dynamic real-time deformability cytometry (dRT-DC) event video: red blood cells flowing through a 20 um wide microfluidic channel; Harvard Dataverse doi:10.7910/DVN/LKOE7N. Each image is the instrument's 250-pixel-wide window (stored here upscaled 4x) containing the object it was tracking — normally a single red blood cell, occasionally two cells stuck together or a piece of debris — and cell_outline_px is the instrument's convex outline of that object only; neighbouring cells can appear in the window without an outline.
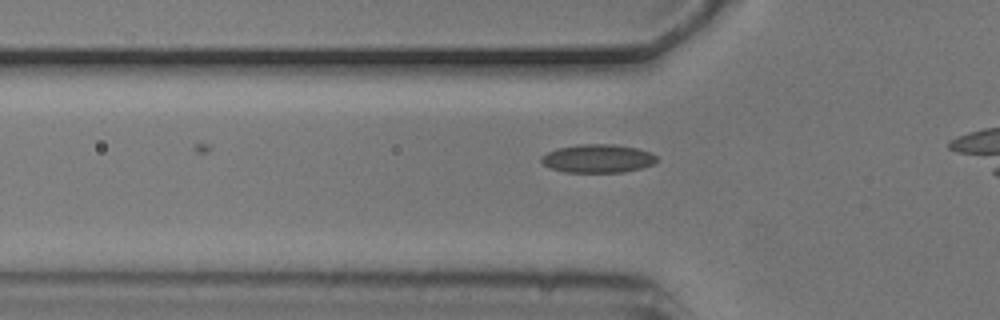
{"species": "common noctule bat (a hibernating species)", "species_latin": "Nyctalus noctula", "temperature_condition": "cold", "stored_images_in_passage": 3, "camera_frame_rate_fps": 3000, "um_per_image_px": 0.085, "animal": {"sex": "male", "body_mass_g": 20.5, "forearm_length_mm": 52.5}, "frame": {"image": 1, "passage_image": 3, "time_ms": 0.667, "image_size_px": [1000, 320], "cell_outline_px": [[656, 160], [652, 164], [640, 168], [624, 172], [564, 172], [552, 168], [544, 164], [540, 160], [540, 156], [556, 148], [580, 144], [616, 144], [636, 148], [648, 152], [656, 156]], "centroid_in_image_um": [50.77, 13.47], "position_along_channel_um": 75.0, "area_um2": 18.96}}